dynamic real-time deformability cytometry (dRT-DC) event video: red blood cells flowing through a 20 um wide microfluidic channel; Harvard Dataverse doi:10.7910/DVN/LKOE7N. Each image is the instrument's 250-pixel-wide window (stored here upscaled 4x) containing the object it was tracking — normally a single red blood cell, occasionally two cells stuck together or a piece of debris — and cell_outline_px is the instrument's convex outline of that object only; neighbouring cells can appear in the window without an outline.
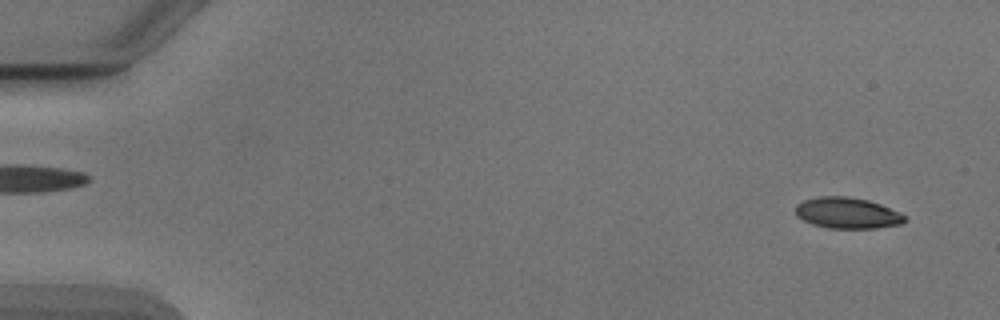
{"species": "Egyptian fruit bat (a non-hibernating species)", "species_latin": "Rousettus aegyptiacus", "temperature_condition": "cold", "stored_images_in_passage": 53, "camera_frame_rate_fps": 3000, "um_per_image_px": 0.085, "animal": {"sex": "male"}, "frame": {"image": 1, "passage_image": 3, "time_ms": 0.667, "image_size_px": [1000, 320], "cell_outline_px": [[908, 220], [900, 224], [876, 228], [828, 228], [812, 224], [796, 216], [796, 204], [804, 200], [820, 196], [848, 196], [868, 200], [880, 204], [900, 212], [908, 216]], "centroid_in_image_um": [72.05, 18.1], "position_along_channel_um": 13.0, "area_um2": 19.88}}
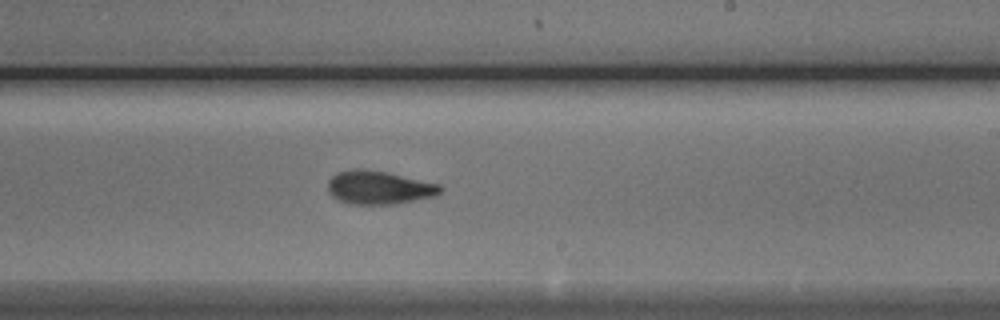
{"frame": {"image": 2, "passage_image": 32, "time_ms": 10.333, "image_size_px": [1000, 320], "cell_outline_px": [[444, 188], [436, 196], [396, 204], [348, 204], [332, 196], [328, 192], [328, 180], [336, 172], [352, 168], [364, 168], [388, 172], [440, 184]], "centroid_in_image_um": [32.21, 15.93], "position_along_channel_um": 256.8, "area_um2": 22.25}}
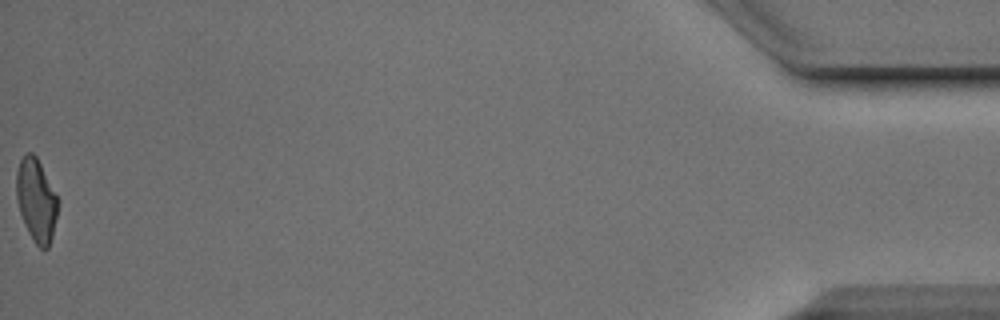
{"frame": {"image": 3, "passage_image": 53, "time_ms": 17.333, "image_size_px": [1000, 320], "cell_outline_px": [[60, 200], [52, 236], [48, 248], [40, 248], [32, 240], [24, 224], [20, 212], [16, 196], [16, 172], [20, 160], [28, 152], [32, 152], [36, 156]], "centroid_in_image_um": [3.09, 17.02], "position_along_channel_um": 432.1, "area_um2": 20.11}, "authors_computed_cell_mechanics": {"area_um2": 20.9814, "velocity_mm_per_s": 3.901, "shape_relaxation_time_tau1_ms": 3.227, "shape_relaxation_time_tau2_ms": 2.3768, "deformation_change_tau1": 0.1323, "deformation_change_tau2": 0.0876}}